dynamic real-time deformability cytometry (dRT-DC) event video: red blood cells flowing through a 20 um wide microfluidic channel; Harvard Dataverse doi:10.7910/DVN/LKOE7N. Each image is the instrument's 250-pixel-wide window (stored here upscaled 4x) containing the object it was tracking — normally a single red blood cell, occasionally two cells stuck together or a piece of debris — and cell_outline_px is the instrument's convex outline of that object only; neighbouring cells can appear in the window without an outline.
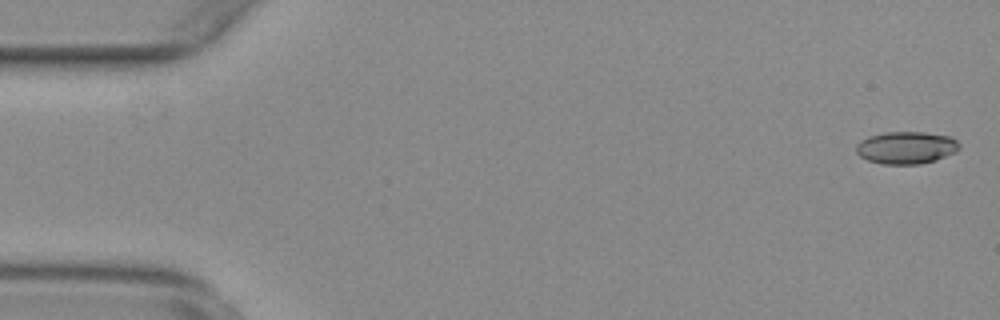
{"species": "common noctule bat (a hibernating species)", "species_latin": "Nyctalus noctula", "temperature_condition": "warm", "stored_images_in_passage": 29, "camera_frame_rate_fps": 3000, "um_per_image_px": 0.085, "animal": {"sex": "female", "body_mass_g": 29.2, "forearm_length_mm": 56.3}, "frame": {"image": 1, "passage_image": 2, "time_ms": 0.333, "image_size_px": [1000, 320], "cell_outline_px": [[960, 148], [956, 152], [936, 160], [920, 164], [880, 164], [868, 160], [860, 156], [856, 152], [856, 144], [860, 140], [868, 136], [884, 132], [924, 132], [948, 136], [956, 140], [960, 144]], "centroid_in_image_um": [77.01, 12.55], "position_along_channel_um": 8.0, "area_um2": 19.59}}